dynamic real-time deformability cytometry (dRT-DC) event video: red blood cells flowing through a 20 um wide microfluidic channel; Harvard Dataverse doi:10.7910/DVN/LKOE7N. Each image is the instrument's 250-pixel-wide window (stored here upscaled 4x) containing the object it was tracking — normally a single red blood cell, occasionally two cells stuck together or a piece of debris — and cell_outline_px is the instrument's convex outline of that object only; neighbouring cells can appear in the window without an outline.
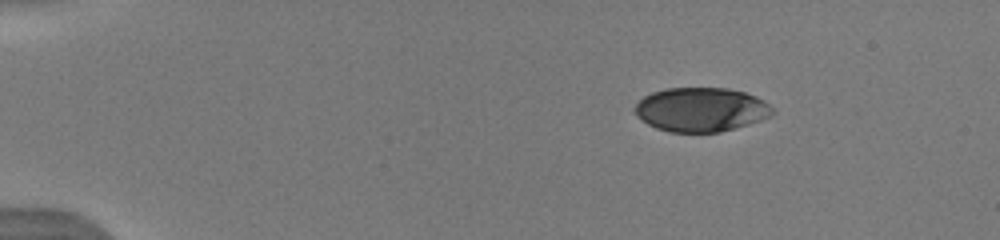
{"species": "human", "species_latin": "Homo sapiens", "temperature_condition": "warm", "stored_images_in_passage": 45, "camera_frame_rate_fps": 3000, "um_per_image_px": 0.085, "donor": {"sex": "male"}, "frame": {"image": 1, "passage_image": 1, "time_ms": 0.0, "image_size_px": [1000, 240], "cell_outline_px": [[776, 112], [760, 120], [748, 124], [720, 132], [668, 132], [656, 128], [648, 124], [636, 116], [632, 108], [644, 96], [652, 92], [668, 88], [728, 88], [744, 92], [756, 96], [764, 100]], "centroid_in_image_um": [59.56, 9.31], "position_along_channel_um": 25.4, "area_um2": 35.43}}
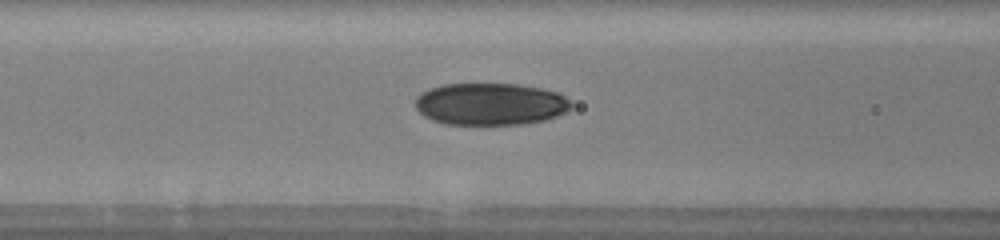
{"frame": {"image": 2, "passage_image": 16, "time_ms": 5.0, "image_size_px": [1000, 240], "cell_outline_px": [[572, 108], [556, 116], [544, 120], [524, 124], [444, 124], [432, 120], [424, 116], [416, 108], [416, 96], [420, 92], [428, 88], [444, 84], [516, 84], [540, 88], [556, 92], [572, 100]], "centroid_in_image_um": [41.67, 8.84], "position_along_channel_um": 124.9, "area_um2": 38.38}}
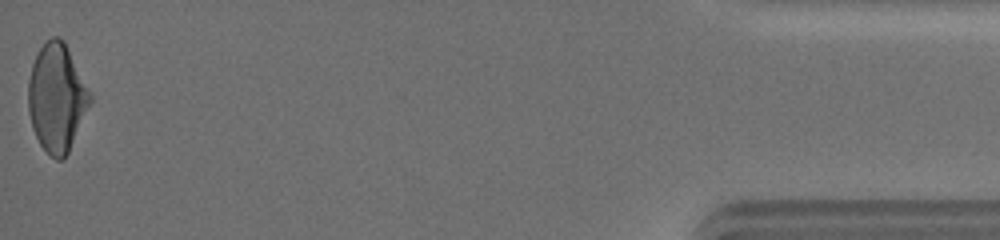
{"frame": {"image": 3, "passage_image": 45, "time_ms": 14.667, "image_size_px": [1000, 240], "cell_outline_px": [[92, 100], [68, 152], [60, 160], [56, 160], [40, 144], [32, 128], [28, 112], [28, 80], [32, 64], [40, 48], [52, 36], [56, 36], [64, 40], [92, 96]], "centroid_in_image_um": [4.81, 8.3], "position_along_channel_um": 430.4, "area_um2": 38.44}, "authors_computed_cell_mechanics": {"area_um2": 38.148, "velocity_mm_per_s": 3.9661, "shape_relaxation_time_tau1_ms": 4.7191, "shape_relaxation_time_tau2_ms": 1.8317, "deformation_change_tau1": 0.1599, "deformation_change_tau2": 0.0598}}